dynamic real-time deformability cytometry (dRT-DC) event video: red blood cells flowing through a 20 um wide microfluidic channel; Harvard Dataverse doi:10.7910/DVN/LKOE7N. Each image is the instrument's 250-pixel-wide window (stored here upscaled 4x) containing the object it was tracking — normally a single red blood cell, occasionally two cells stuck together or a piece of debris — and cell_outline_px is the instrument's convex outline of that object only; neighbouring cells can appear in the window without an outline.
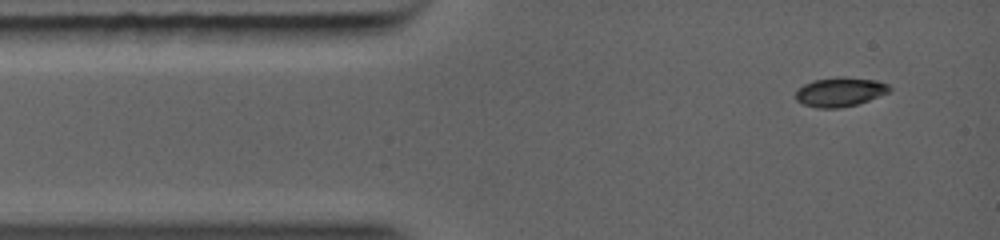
{"species": "common noctule bat (a hibernating species)", "species_latin": "Nyctalus noctula", "temperature_condition": "warm", "stored_images_in_passage": 2, "camera_frame_rate_fps": 5000, "um_per_image_px": 0.085, "animal": {"sex": "female", "body_mass_g": 19.0, "forearm_length_mm": 56.7}, "frame": {"image": 1, "passage_image": 1, "time_ms": 0.0, "image_size_px": [1000, 240], "cell_outline_px": [[892, 88], [888, 92], [868, 100], [856, 104], [840, 108], [816, 108], [804, 104], [796, 100], [796, 88], [804, 84], [816, 80], [844, 76], [876, 80], [888, 84]], "centroid_in_image_um": [71.38, 7.81], "position_along_channel_um": 13.6, "area_um2": 15.9}}